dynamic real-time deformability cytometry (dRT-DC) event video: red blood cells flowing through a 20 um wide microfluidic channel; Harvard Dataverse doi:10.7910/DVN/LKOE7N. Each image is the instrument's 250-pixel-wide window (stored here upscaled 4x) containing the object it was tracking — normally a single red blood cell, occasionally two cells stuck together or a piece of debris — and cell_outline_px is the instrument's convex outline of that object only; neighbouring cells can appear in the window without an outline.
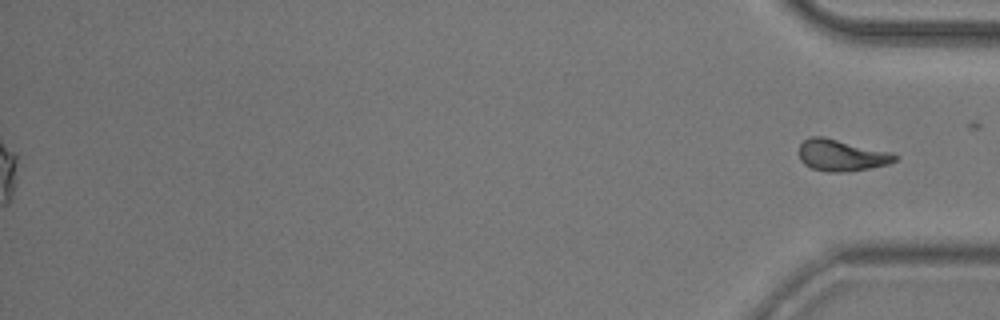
{"species": "common noctule bat (a hibernating species)", "species_latin": "Nyctalus noctula", "temperature_condition": "room temperature", "stored_images_in_passage": 53, "segment_of_instrument_passage": [2, 2], "camera_frame_rate_fps": 3000, "um_per_image_px": 0.085, "animal": {"sex": "male", "body_mass_g": 20.5, "forearm_length_mm": 52.5}, "frame": {"image": 1, "passage_image": 53, "time_ms": 17.333, "image_size_px": [1000, 320], "cell_outline_px": [[900, 156], [896, 160], [888, 164], [848, 172], [828, 172], [812, 168], [804, 164], [800, 160], [800, 144], [808, 136], [824, 136], [888, 152]], "centroid_in_image_um": [71.49, 13.2], "position_along_channel_um": 363.7, "area_um2": 17.51}}